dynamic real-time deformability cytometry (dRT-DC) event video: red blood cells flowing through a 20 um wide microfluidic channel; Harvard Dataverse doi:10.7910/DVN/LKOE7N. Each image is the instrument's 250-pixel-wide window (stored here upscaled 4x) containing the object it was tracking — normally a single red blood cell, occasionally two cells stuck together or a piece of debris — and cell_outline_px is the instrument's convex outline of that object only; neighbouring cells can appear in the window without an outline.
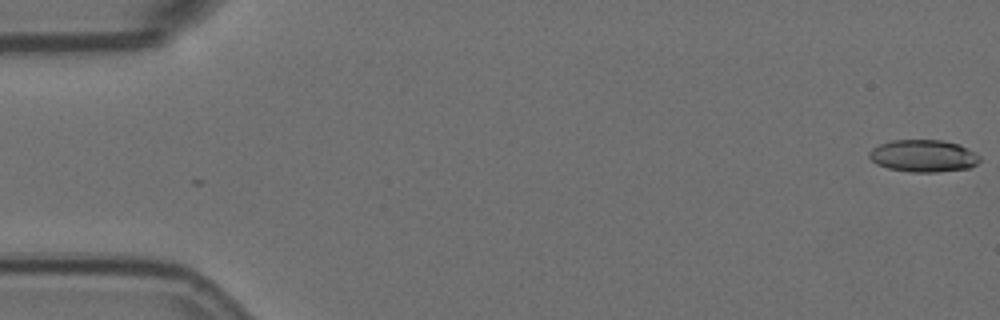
{"species": "Egyptian fruit bat (a non-hibernating species)", "species_latin": "Rousettus aegyptiacus", "temperature_condition": "room temperature", "stored_images_in_passage": 6, "camera_frame_rate_fps": 3000, "um_per_image_px": 0.085, "animal": {"sex": "female"}, "frame": {"image": 1, "passage_image": 1, "time_ms": 0.0, "image_size_px": [1000, 320], "cell_outline_px": [[980, 160], [976, 164], [968, 168], [936, 172], [912, 172], [888, 168], [876, 164], [868, 156], [868, 152], [872, 148], [880, 144], [892, 140], [944, 140], [960, 144], [976, 152], [980, 156]], "centroid_in_image_um": [78.49, 13.24], "position_along_channel_um": 6.5, "area_um2": 20.87}}
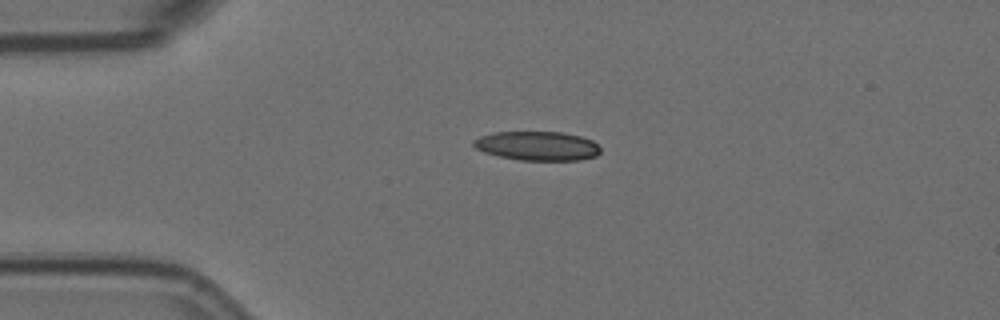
{"frame": {"image": 2, "passage_image": 4, "time_ms": 1.0, "image_size_px": [1000, 320], "cell_outline_px": [[600, 152], [596, 156], [580, 160], [520, 160], [500, 156], [484, 152], [476, 148], [472, 144], [472, 140], [480, 136], [492, 132], [560, 132], [580, 136], [592, 140], [600, 148]], "centroid_in_image_um": [45.66, 12.4], "position_along_channel_um": 39.3, "area_um2": 21.5}}
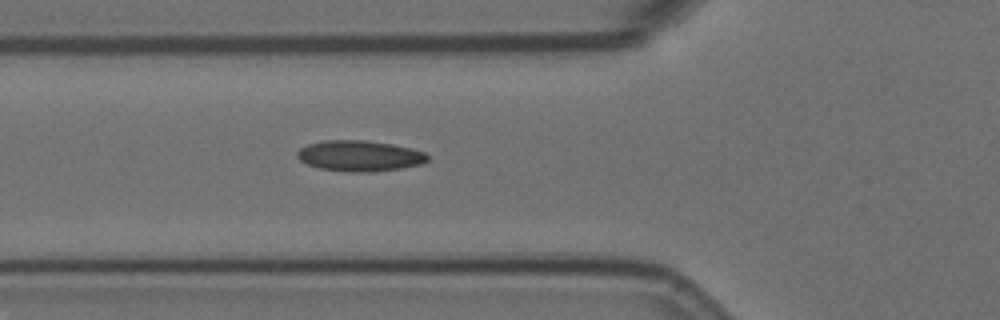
{"frame": {"image": 3, "passage_image": 6, "time_ms": 1.667, "image_size_px": [1000, 320], "cell_outline_px": [[428, 160], [420, 164], [400, 168], [372, 172], [348, 172], [320, 168], [308, 164], [300, 160], [296, 156], [296, 152], [300, 148], [308, 144], [324, 140], [364, 140], [392, 144], [412, 148], [424, 152], [428, 156]], "centroid_in_image_um": [30.55, 13.24], "position_along_channel_um": 95.3, "area_um2": 23.35}}